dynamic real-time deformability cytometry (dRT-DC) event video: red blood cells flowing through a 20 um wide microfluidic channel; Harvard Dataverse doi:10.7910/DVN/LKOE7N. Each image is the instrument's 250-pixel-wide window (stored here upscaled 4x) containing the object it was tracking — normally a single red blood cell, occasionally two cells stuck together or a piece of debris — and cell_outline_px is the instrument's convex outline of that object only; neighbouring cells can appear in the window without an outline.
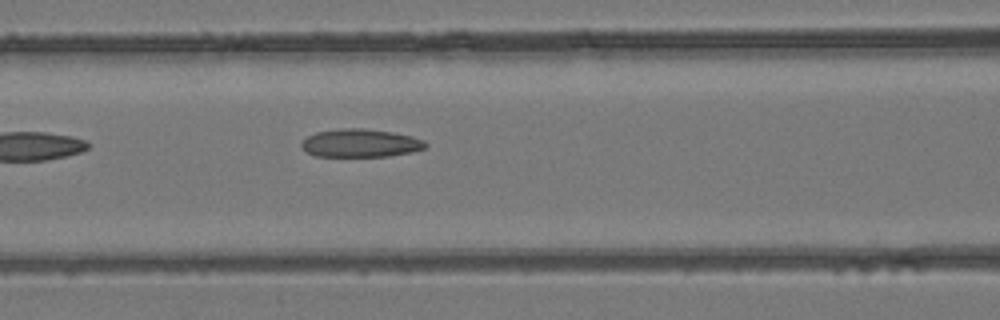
{"species": "common noctule bat (a hibernating species)", "species_latin": "Nyctalus noctula", "temperature_condition": "room temperature", "stored_images_in_passage": 7, "camera_frame_rate_fps": 3000, "um_per_image_px": 0.085, "animal": {"sex": "female", "body_mass_g": 24.6, "forearm_length_mm": 56.2}, "frame": {"image": 1, "passage_image": 7, "time_ms": 7.0, "image_size_px": [1000, 320], "cell_outline_px": [[428, 144], [424, 148], [412, 152], [388, 156], [316, 156], [308, 152], [300, 144], [300, 140], [316, 132], [344, 128], [364, 128], [392, 132], [412, 136], [424, 140]], "centroid_in_image_um": [30.64, 12.16], "position_along_channel_um": 136.0, "area_um2": 20.29}}